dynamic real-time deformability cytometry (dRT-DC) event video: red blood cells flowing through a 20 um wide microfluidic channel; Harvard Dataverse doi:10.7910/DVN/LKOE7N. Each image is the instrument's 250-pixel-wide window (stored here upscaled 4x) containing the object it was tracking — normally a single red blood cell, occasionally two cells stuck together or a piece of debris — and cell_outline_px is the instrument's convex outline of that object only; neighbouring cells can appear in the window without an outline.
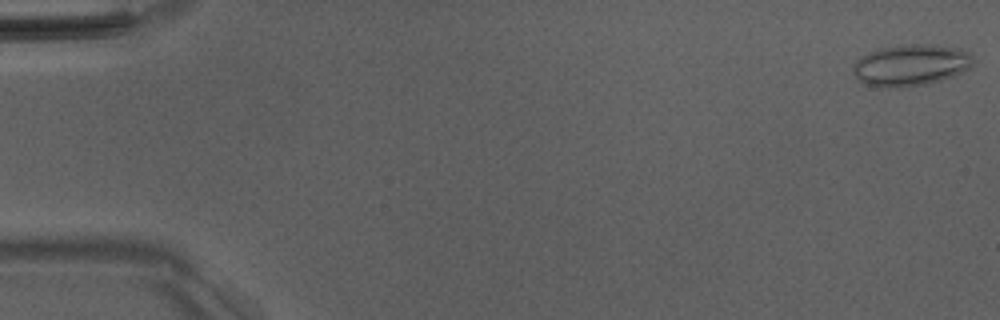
{"species": "Egyptian fruit bat (a non-hibernating species)", "species_latin": "Rousettus aegyptiacus", "temperature_condition": "room temperature", "stored_images_in_passage": 9, "camera_frame_rate_fps": 3000, "um_per_image_px": 0.085, "animal": {"sex": "male"}, "frame": {"image": 1, "passage_image": 1, "time_ms": 0.0, "image_size_px": [1000, 320], "cell_outline_px": [[972, 64], [968, 68], [952, 76], [940, 80], [924, 84], [900, 88], [880, 88], [864, 84], [852, 72], [852, 68], [856, 60], [860, 56], [868, 52], [880, 48], [912, 44], [924, 44], [960, 48], [968, 52], [972, 56]], "centroid_in_image_um": [77.36, 5.54], "position_along_channel_um": 7.6, "area_um2": 28.96}}